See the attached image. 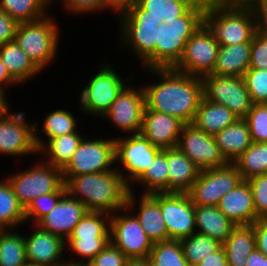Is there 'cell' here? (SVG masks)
<instances>
[{
  "label": "cell",
  "mask_w": 267,
  "mask_h": 266,
  "mask_svg": "<svg viewBox=\"0 0 267 266\" xmlns=\"http://www.w3.org/2000/svg\"><path fill=\"white\" fill-rule=\"evenodd\" d=\"M74 116V113L69 112L67 109H56L45 115L41 130H39L38 122H34V136L35 144L39 149L46 141L54 139L56 137L74 133L78 131V120ZM40 131V132H39ZM45 136L41 138V135Z\"/></svg>",
  "instance_id": "obj_33"
},
{
  "label": "cell",
  "mask_w": 267,
  "mask_h": 266,
  "mask_svg": "<svg viewBox=\"0 0 267 266\" xmlns=\"http://www.w3.org/2000/svg\"><path fill=\"white\" fill-rule=\"evenodd\" d=\"M246 266H267V257L258 249L249 256Z\"/></svg>",
  "instance_id": "obj_56"
},
{
  "label": "cell",
  "mask_w": 267,
  "mask_h": 266,
  "mask_svg": "<svg viewBox=\"0 0 267 266\" xmlns=\"http://www.w3.org/2000/svg\"><path fill=\"white\" fill-rule=\"evenodd\" d=\"M2 62L10 75L19 83L24 84L42 72L29 56L18 46L15 40L0 46Z\"/></svg>",
  "instance_id": "obj_32"
},
{
  "label": "cell",
  "mask_w": 267,
  "mask_h": 266,
  "mask_svg": "<svg viewBox=\"0 0 267 266\" xmlns=\"http://www.w3.org/2000/svg\"><path fill=\"white\" fill-rule=\"evenodd\" d=\"M217 207L235 225L253 224L259 220L247 181H242L235 189L225 194Z\"/></svg>",
  "instance_id": "obj_24"
},
{
  "label": "cell",
  "mask_w": 267,
  "mask_h": 266,
  "mask_svg": "<svg viewBox=\"0 0 267 266\" xmlns=\"http://www.w3.org/2000/svg\"><path fill=\"white\" fill-rule=\"evenodd\" d=\"M183 126L184 123L176 117L145 107L140 133L153 146L164 150L177 147Z\"/></svg>",
  "instance_id": "obj_23"
},
{
  "label": "cell",
  "mask_w": 267,
  "mask_h": 266,
  "mask_svg": "<svg viewBox=\"0 0 267 266\" xmlns=\"http://www.w3.org/2000/svg\"><path fill=\"white\" fill-rule=\"evenodd\" d=\"M136 0H105V11L109 8L113 11V14L118 15L127 11Z\"/></svg>",
  "instance_id": "obj_54"
},
{
  "label": "cell",
  "mask_w": 267,
  "mask_h": 266,
  "mask_svg": "<svg viewBox=\"0 0 267 266\" xmlns=\"http://www.w3.org/2000/svg\"><path fill=\"white\" fill-rule=\"evenodd\" d=\"M52 4L53 0H0V9L18 23L33 22L47 16Z\"/></svg>",
  "instance_id": "obj_36"
},
{
  "label": "cell",
  "mask_w": 267,
  "mask_h": 266,
  "mask_svg": "<svg viewBox=\"0 0 267 266\" xmlns=\"http://www.w3.org/2000/svg\"><path fill=\"white\" fill-rule=\"evenodd\" d=\"M177 147L201 170L227 164L220 154L214 135L207 134L194 124H184Z\"/></svg>",
  "instance_id": "obj_19"
},
{
  "label": "cell",
  "mask_w": 267,
  "mask_h": 266,
  "mask_svg": "<svg viewBox=\"0 0 267 266\" xmlns=\"http://www.w3.org/2000/svg\"><path fill=\"white\" fill-rule=\"evenodd\" d=\"M222 246L228 266H246L250 254L256 249L254 225H235Z\"/></svg>",
  "instance_id": "obj_28"
},
{
  "label": "cell",
  "mask_w": 267,
  "mask_h": 266,
  "mask_svg": "<svg viewBox=\"0 0 267 266\" xmlns=\"http://www.w3.org/2000/svg\"><path fill=\"white\" fill-rule=\"evenodd\" d=\"M254 11L258 31L267 36V0H256Z\"/></svg>",
  "instance_id": "obj_52"
},
{
  "label": "cell",
  "mask_w": 267,
  "mask_h": 266,
  "mask_svg": "<svg viewBox=\"0 0 267 266\" xmlns=\"http://www.w3.org/2000/svg\"><path fill=\"white\" fill-rule=\"evenodd\" d=\"M206 7L254 8L256 0H202Z\"/></svg>",
  "instance_id": "obj_50"
},
{
  "label": "cell",
  "mask_w": 267,
  "mask_h": 266,
  "mask_svg": "<svg viewBox=\"0 0 267 266\" xmlns=\"http://www.w3.org/2000/svg\"><path fill=\"white\" fill-rule=\"evenodd\" d=\"M110 242L128 259L148 258L153 246L136 216L126 207L111 215Z\"/></svg>",
  "instance_id": "obj_13"
},
{
  "label": "cell",
  "mask_w": 267,
  "mask_h": 266,
  "mask_svg": "<svg viewBox=\"0 0 267 266\" xmlns=\"http://www.w3.org/2000/svg\"><path fill=\"white\" fill-rule=\"evenodd\" d=\"M87 212L88 209L79 200L66 192L57 205L36 225L66 241L73 228Z\"/></svg>",
  "instance_id": "obj_22"
},
{
  "label": "cell",
  "mask_w": 267,
  "mask_h": 266,
  "mask_svg": "<svg viewBox=\"0 0 267 266\" xmlns=\"http://www.w3.org/2000/svg\"><path fill=\"white\" fill-rule=\"evenodd\" d=\"M180 243L184 257L190 266L201 262L206 256L217 251L222 246L219 241L197 232L180 240Z\"/></svg>",
  "instance_id": "obj_41"
},
{
  "label": "cell",
  "mask_w": 267,
  "mask_h": 266,
  "mask_svg": "<svg viewBox=\"0 0 267 266\" xmlns=\"http://www.w3.org/2000/svg\"><path fill=\"white\" fill-rule=\"evenodd\" d=\"M145 107L143 86L137 88V85L136 87L126 85L101 118L109 119V122L113 123V128H117L122 133L137 134L142 128Z\"/></svg>",
  "instance_id": "obj_17"
},
{
  "label": "cell",
  "mask_w": 267,
  "mask_h": 266,
  "mask_svg": "<svg viewBox=\"0 0 267 266\" xmlns=\"http://www.w3.org/2000/svg\"><path fill=\"white\" fill-rule=\"evenodd\" d=\"M38 159L33 167L5 177L24 209L35 198L56 192L64 184L60 168L44 163L41 157L39 162Z\"/></svg>",
  "instance_id": "obj_9"
},
{
  "label": "cell",
  "mask_w": 267,
  "mask_h": 266,
  "mask_svg": "<svg viewBox=\"0 0 267 266\" xmlns=\"http://www.w3.org/2000/svg\"><path fill=\"white\" fill-rule=\"evenodd\" d=\"M205 10L202 0H197L182 16L158 25L156 68H174L178 64L186 43L204 23Z\"/></svg>",
  "instance_id": "obj_3"
},
{
  "label": "cell",
  "mask_w": 267,
  "mask_h": 266,
  "mask_svg": "<svg viewBox=\"0 0 267 266\" xmlns=\"http://www.w3.org/2000/svg\"><path fill=\"white\" fill-rule=\"evenodd\" d=\"M64 184L66 192L79 200L88 211L110 215L126 207L130 191V186L117 169L70 177Z\"/></svg>",
  "instance_id": "obj_2"
},
{
  "label": "cell",
  "mask_w": 267,
  "mask_h": 266,
  "mask_svg": "<svg viewBox=\"0 0 267 266\" xmlns=\"http://www.w3.org/2000/svg\"><path fill=\"white\" fill-rule=\"evenodd\" d=\"M267 69V36L257 31L251 41L250 67Z\"/></svg>",
  "instance_id": "obj_47"
},
{
  "label": "cell",
  "mask_w": 267,
  "mask_h": 266,
  "mask_svg": "<svg viewBox=\"0 0 267 266\" xmlns=\"http://www.w3.org/2000/svg\"><path fill=\"white\" fill-rule=\"evenodd\" d=\"M243 119L253 142H267V103L253 104Z\"/></svg>",
  "instance_id": "obj_43"
},
{
  "label": "cell",
  "mask_w": 267,
  "mask_h": 266,
  "mask_svg": "<svg viewBox=\"0 0 267 266\" xmlns=\"http://www.w3.org/2000/svg\"><path fill=\"white\" fill-rule=\"evenodd\" d=\"M66 193L65 184H63L56 192L41 195L32 200L25 208L26 223L32 221L37 224L46 214H48Z\"/></svg>",
  "instance_id": "obj_42"
},
{
  "label": "cell",
  "mask_w": 267,
  "mask_h": 266,
  "mask_svg": "<svg viewBox=\"0 0 267 266\" xmlns=\"http://www.w3.org/2000/svg\"><path fill=\"white\" fill-rule=\"evenodd\" d=\"M35 153V154H34ZM37 155L34 122L26 121L23 111L8 112L0 117V156L7 155L22 158Z\"/></svg>",
  "instance_id": "obj_16"
},
{
  "label": "cell",
  "mask_w": 267,
  "mask_h": 266,
  "mask_svg": "<svg viewBox=\"0 0 267 266\" xmlns=\"http://www.w3.org/2000/svg\"><path fill=\"white\" fill-rule=\"evenodd\" d=\"M62 1L61 4L65 10L69 12V14H78L84 15L94 14V12L98 13V11L104 12L105 10V0H59ZM53 2L56 3V0Z\"/></svg>",
  "instance_id": "obj_48"
},
{
  "label": "cell",
  "mask_w": 267,
  "mask_h": 266,
  "mask_svg": "<svg viewBox=\"0 0 267 266\" xmlns=\"http://www.w3.org/2000/svg\"><path fill=\"white\" fill-rule=\"evenodd\" d=\"M138 198L134 191H129L126 208L136 216L148 238L152 243L169 240L168 231L160 211L159 193L140 194ZM137 203H139L138 207H136ZM136 208L137 210H134Z\"/></svg>",
  "instance_id": "obj_21"
},
{
  "label": "cell",
  "mask_w": 267,
  "mask_h": 266,
  "mask_svg": "<svg viewBox=\"0 0 267 266\" xmlns=\"http://www.w3.org/2000/svg\"><path fill=\"white\" fill-rule=\"evenodd\" d=\"M204 23L224 46L251 42L258 31L254 8L206 7Z\"/></svg>",
  "instance_id": "obj_7"
},
{
  "label": "cell",
  "mask_w": 267,
  "mask_h": 266,
  "mask_svg": "<svg viewBox=\"0 0 267 266\" xmlns=\"http://www.w3.org/2000/svg\"><path fill=\"white\" fill-rule=\"evenodd\" d=\"M219 48L213 32L203 23L186 43L184 53L174 69L201 78L211 74Z\"/></svg>",
  "instance_id": "obj_14"
},
{
  "label": "cell",
  "mask_w": 267,
  "mask_h": 266,
  "mask_svg": "<svg viewBox=\"0 0 267 266\" xmlns=\"http://www.w3.org/2000/svg\"><path fill=\"white\" fill-rule=\"evenodd\" d=\"M233 164L243 181L267 173V142H253Z\"/></svg>",
  "instance_id": "obj_37"
},
{
  "label": "cell",
  "mask_w": 267,
  "mask_h": 266,
  "mask_svg": "<svg viewBox=\"0 0 267 266\" xmlns=\"http://www.w3.org/2000/svg\"><path fill=\"white\" fill-rule=\"evenodd\" d=\"M137 184H140L141 188L143 186L142 194L168 193L167 149L161 150L155 156L149 167L130 186V191H133V185Z\"/></svg>",
  "instance_id": "obj_34"
},
{
  "label": "cell",
  "mask_w": 267,
  "mask_h": 266,
  "mask_svg": "<svg viewBox=\"0 0 267 266\" xmlns=\"http://www.w3.org/2000/svg\"><path fill=\"white\" fill-rule=\"evenodd\" d=\"M214 138L227 163H233L253 143L249 127L243 118L217 132Z\"/></svg>",
  "instance_id": "obj_26"
},
{
  "label": "cell",
  "mask_w": 267,
  "mask_h": 266,
  "mask_svg": "<svg viewBox=\"0 0 267 266\" xmlns=\"http://www.w3.org/2000/svg\"><path fill=\"white\" fill-rule=\"evenodd\" d=\"M160 151L141 133L115 137L116 169L131 186ZM117 162H120L119 167Z\"/></svg>",
  "instance_id": "obj_11"
},
{
  "label": "cell",
  "mask_w": 267,
  "mask_h": 266,
  "mask_svg": "<svg viewBox=\"0 0 267 266\" xmlns=\"http://www.w3.org/2000/svg\"><path fill=\"white\" fill-rule=\"evenodd\" d=\"M105 62V63H104ZM98 72L87 81L86 87L80 90V110L89 115L100 117L105 114L117 98L122 89L128 85V80L133 79L132 74L122 78L114 70L109 61H104Z\"/></svg>",
  "instance_id": "obj_8"
},
{
  "label": "cell",
  "mask_w": 267,
  "mask_h": 266,
  "mask_svg": "<svg viewBox=\"0 0 267 266\" xmlns=\"http://www.w3.org/2000/svg\"><path fill=\"white\" fill-rule=\"evenodd\" d=\"M243 181L233 163L200 170L188 195L198 206H217L222 197Z\"/></svg>",
  "instance_id": "obj_12"
},
{
  "label": "cell",
  "mask_w": 267,
  "mask_h": 266,
  "mask_svg": "<svg viewBox=\"0 0 267 266\" xmlns=\"http://www.w3.org/2000/svg\"><path fill=\"white\" fill-rule=\"evenodd\" d=\"M26 224L25 209L18 202L8 180L0 179V230L18 229Z\"/></svg>",
  "instance_id": "obj_35"
},
{
  "label": "cell",
  "mask_w": 267,
  "mask_h": 266,
  "mask_svg": "<svg viewBox=\"0 0 267 266\" xmlns=\"http://www.w3.org/2000/svg\"><path fill=\"white\" fill-rule=\"evenodd\" d=\"M60 266H84V264H73V263L65 262L64 264H62Z\"/></svg>",
  "instance_id": "obj_59"
},
{
  "label": "cell",
  "mask_w": 267,
  "mask_h": 266,
  "mask_svg": "<svg viewBox=\"0 0 267 266\" xmlns=\"http://www.w3.org/2000/svg\"><path fill=\"white\" fill-rule=\"evenodd\" d=\"M243 79L252 103H267V69L249 68Z\"/></svg>",
  "instance_id": "obj_44"
},
{
  "label": "cell",
  "mask_w": 267,
  "mask_h": 266,
  "mask_svg": "<svg viewBox=\"0 0 267 266\" xmlns=\"http://www.w3.org/2000/svg\"><path fill=\"white\" fill-rule=\"evenodd\" d=\"M110 220L108 213L88 211L65 241L67 251L77 255L70 260L66 258L67 262L87 264L103 250L110 242Z\"/></svg>",
  "instance_id": "obj_6"
},
{
  "label": "cell",
  "mask_w": 267,
  "mask_h": 266,
  "mask_svg": "<svg viewBox=\"0 0 267 266\" xmlns=\"http://www.w3.org/2000/svg\"><path fill=\"white\" fill-rule=\"evenodd\" d=\"M117 16L120 21L119 45L135 54L143 70L156 68L157 20L145 16V10L136 2Z\"/></svg>",
  "instance_id": "obj_4"
},
{
  "label": "cell",
  "mask_w": 267,
  "mask_h": 266,
  "mask_svg": "<svg viewBox=\"0 0 267 266\" xmlns=\"http://www.w3.org/2000/svg\"><path fill=\"white\" fill-rule=\"evenodd\" d=\"M196 232L224 243L235 224L217 206L195 205Z\"/></svg>",
  "instance_id": "obj_30"
},
{
  "label": "cell",
  "mask_w": 267,
  "mask_h": 266,
  "mask_svg": "<svg viewBox=\"0 0 267 266\" xmlns=\"http://www.w3.org/2000/svg\"><path fill=\"white\" fill-rule=\"evenodd\" d=\"M160 82L143 84L145 105L149 110L172 115L184 124L192 123L203 95L201 77L174 68L146 69Z\"/></svg>",
  "instance_id": "obj_1"
},
{
  "label": "cell",
  "mask_w": 267,
  "mask_h": 266,
  "mask_svg": "<svg viewBox=\"0 0 267 266\" xmlns=\"http://www.w3.org/2000/svg\"><path fill=\"white\" fill-rule=\"evenodd\" d=\"M49 15L37 21L19 23L14 38L41 71L55 61L60 45L58 24L56 19Z\"/></svg>",
  "instance_id": "obj_5"
},
{
  "label": "cell",
  "mask_w": 267,
  "mask_h": 266,
  "mask_svg": "<svg viewBox=\"0 0 267 266\" xmlns=\"http://www.w3.org/2000/svg\"><path fill=\"white\" fill-rule=\"evenodd\" d=\"M27 264L24 235L15 229L0 230V266Z\"/></svg>",
  "instance_id": "obj_39"
},
{
  "label": "cell",
  "mask_w": 267,
  "mask_h": 266,
  "mask_svg": "<svg viewBox=\"0 0 267 266\" xmlns=\"http://www.w3.org/2000/svg\"><path fill=\"white\" fill-rule=\"evenodd\" d=\"M252 191L256 216L267 219V173L247 180Z\"/></svg>",
  "instance_id": "obj_45"
},
{
  "label": "cell",
  "mask_w": 267,
  "mask_h": 266,
  "mask_svg": "<svg viewBox=\"0 0 267 266\" xmlns=\"http://www.w3.org/2000/svg\"><path fill=\"white\" fill-rule=\"evenodd\" d=\"M25 239L26 259L32 266H60L67 262L65 240L42 230L38 225ZM64 252V253H63ZM64 254V255H63ZM64 258V259H63Z\"/></svg>",
  "instance_id": "obj_20"
},
{
  "label": "cell",
  "mask_w": 267,
  "mask_h": 266,
  "mask_svg": "<svg viewBox=\"0 0 267 266\" xmlns=\"http://www.w3.org/2000/svg\"><path fill=\"white\" fill-rule=\"evenodd\" d=\"M256 249L267 257V219H259L253 223Z\"/></svg>",
  "instance_id": "obj_51"
},
{
  "label": "cell",
  "mask_w": 267,
  "mask_h": 266,
  "mask_svg": "<svg viewBox=\"0 0 267 266\" xmlns=\"http://www.w3.org/2000/svg\"><path fill=\"white\" fill-rule=\"evenodd\" d=\"M115 138H93L86 136L75 150L73 157L62 170L63 182L70 177L88 173H103L116 169Z\"/></svg>",
  "instance_id": "obj_10"
},
{
  "label": "cell",
  "mask_w": 267,
  "mask_h": 266,
  "mask_svg": "<svg viewBox=\"0 0 267 266\" xmlns=\"http://www.w3.org/2000/svg\"><path fill=\"white\" fill-rule=\"evenodd\" d=\"M18 24L15 19L0 9V46L14 40Z\"/></svg>",
  "instance_id": "obj_49"
},
{
  "label": "cell",
  "mask_w": 267,
  "mask_h": 266,
  "mask_svg": "<svg viewBox=\"0 0 267 266\" xmlns=\"http://www.w3.org/2000/svg\"><path fill=\"white\" fill-rule=\"evenodd\" d=\"M197 0H136V3L145 10V16L157 20L158 24L164 21H173L182 16Z\"/></svg>",
  "instance_id": "obj_38"
},
{
  "label": "cell",
  "mask_w": 267,
  "mask_h": 266,
  "mask_svg": "<svg viewBox=\"0 0 267 266\" xmlns=\"http://www.w3.org/2000/svg\"><path fill=\"white\" fill-rule=\"evenodd\" d=\"M6 89L0 86V117L7 114L11 110L9 108V99L7 96V92L5 91ZM8 99V100H7Z\"/></svg>",
  "instance_id": "obj_57"
},
{
  "label": "cell",
  "mask_w": 267,
  "mask_h": 266,
  "mask_svg": "<svg viewBox=\"0 0 267 266\" xmlns=\"http://www.w3.org/2000/svg\"><path fill=\"white\" fill-rule=\"evenodd\" d=\"M159 206L169 240H182L196 232L195 205L188 193H159Z\"/></svg>",
  "instance_id": "obj_18"
},
{
  "label": "cell",
  "mask_w": 267,
  "mask_h": 266,
  "mask_svg": "<svg viewBox=\"0 0 267 266\" xmlns=\"http://www.w3.org/2000/svg\"><path fill=\"white\" fill-rule=\"evenodd\" d=\"M80 131L47 140L38 149V154H42V156L44 154L45 156L42 161L63 170L84 138Z\"/></svg>",
  "instance_id": "obj_31"
},
{
  "label": "cell",
  "mask_w": 267,
  "mask_h": 266,
  "mask_svg": "<svg viewBox=\"0 0 267 266\" xmlns=\"http://www.w3.org/2000/svg\"><path fill=\"white\" fill-rule=\"evenodd\" d=\"M251 42L220 45L216 63L211 74L243 77L250 67Z\"/></svg>",
  "instance_id": "obj_27"
},
{
  "label": "cell",
  "mask_w": 267,
  "mask_h": 266,
  "mask_svg": "<svg viewBox=\"0 0 267 266\" xmlns=\"http://www.w3.org/2000/svg\"><path fill=\"white\" fill-rule=\"evenodd\" d=\"M125 266H152L148 258L144 259H128Z\"/></svg>",
  "instance_id": "obj_58"
},
{
  "label": "cell",
  "mask_w": 267,
  "mask_h": 266,
  "mask_svg": "<svg viewBox=\"0 0 267 266\" xmlns=\"http://www.w3.org/2000/svg\"><path fill=\"white\" fill-rule=\"evenodd\" d=\"M168 193H188L200 168L178 147L167 149Z\"/></svg>",
  "instance_id": "obj_25"
},
{
  "label": "cell",
  "mask_w": 267,
  "mask_h": 266,
  "mask_svg": "<svg viewBox=\"0 0 267 266\" xmlns=\"http://www.w3.org/2000/svg\"><path fill=\"white\" fill-rule=\"evenodd\" d=\"M238 119L239 117L228 107L210 102L203 97L192 124L207 134L215 135Z\"/></svg>",
  "instance_id": "obj_29"
},
{
  "label": "cell",
  "mask_w": 267,
  "mask_h": 266,
  "mask_svg": "<svg viewBox=\"0 0 267 266\" xmlns=\"http://www.w3.org/2000/svg\"><path fill=\"white\" fill-rule=\"evenodd\" d=\"M202 81L205 99L228 107L239 118L248 114L253 103L243 77L208 74Z\"/></svg>",
  "instance_id": "obj_15"
},
{
  "label": "cell",
  "mask_w": 267,
  "mask_h": 266,
  "mask_svg": "<svg viewBox=\"0 0 267 266\" xmlns=\"http://www.w3.org/2000/svg\"><path fill=\"white\" fill-rule=\"evenodd\" d=\"M148 259L152 266H190L180 240L153 243Z\"/></svg>",
  "instance_id": "obj_40"
},
{
  "label": "cell",
  "mask_w": 267,
  "mask_h": 266,
  "mask_svg": "<svg viewBox=\"0 0 267 266\" xmlns=\"http://www.w3.org/2000/svg\"><path fill=\"white\" fill-rule=\"evenodd\" d=\"M17 85L20 84L10 75L0 56V86L8 90V87Z\"/></svg>",
  "instance_id": "obj_55"
},
{
  "label": "cell",
  "mask_w": 267,
  "mask_h": 266,
  "mask_svg": "<svg viewBox=\"0 0 267 266\" xmlns=\"http://www.w3.org/2000/svg\"><path fill=\"white\" fill-rule=\"evenodd\" d=\"M194 266H228L227 257L223 246L217 251L206 256L201 262Z\"/></svg>",
  "instance_id": "obj_53"
},
{
  "label": "cell",
  "mask_w": 267,
  "mask_h": 266,
  "mask_svg": "<svg viewBox=\"0 0 267 266\" xmlns=\"http://www.w3.org/2000/svg\"><path fill=\"white\" fill-rule=\"evenodd\" d=\"M128 261L127 256L114 246L111 242L101 250L90 262L88 266H125Z\"/></svg>",
  "instance_id": "obj_46"
}]
</instances>
